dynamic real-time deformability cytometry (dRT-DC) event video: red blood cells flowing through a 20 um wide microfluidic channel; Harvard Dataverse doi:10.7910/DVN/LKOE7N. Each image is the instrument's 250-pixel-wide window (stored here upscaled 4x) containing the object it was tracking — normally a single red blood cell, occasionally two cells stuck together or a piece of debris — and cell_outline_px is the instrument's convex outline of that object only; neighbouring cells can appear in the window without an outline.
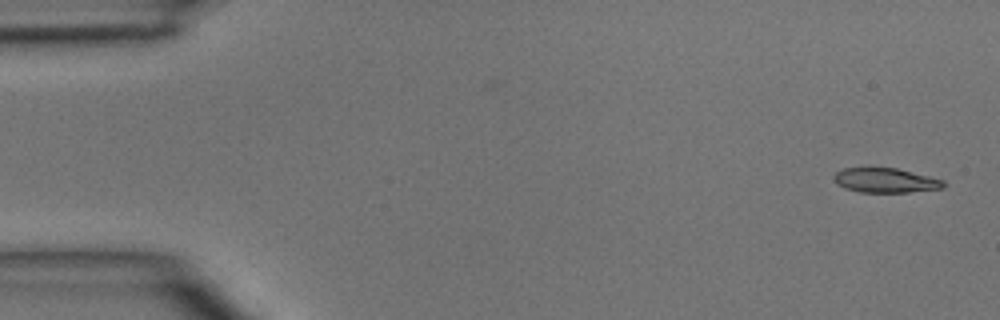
{"species": "common noctule bat (a hibernating species)", "species_latin": "Nyctalus noctula", "temperature_condition": "room temperature", "stored_images_in_passage": 5, "segment_of_instrument_passage": [1, 2], "camera_frame_rate_fps": 3000, "um_per_image_px": 0.085, "animal": {"sex": "male", "body_mass_g": 15.6}, "frame": {"image": 1, "passage_image": 1, "time_ms": 0.0, "image_size_px": [1000, 320], "cell_outline_px": [[948, 184], [944, 188], [908, 192], [860, 192], [844, 188], [836, 184], [832, 176], [836, 172], [844, 168], [896, 168], [944, 180]], "centroid_in_image_um": [75.26, 15.34], "position_along_channel_um": 9.7, "area_um2": 15.72}}
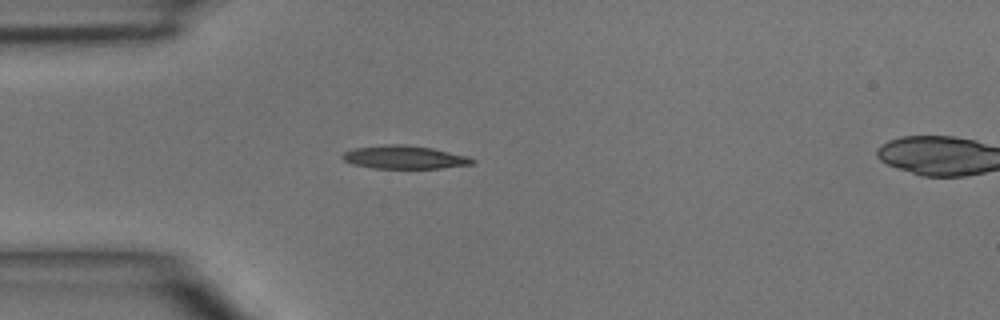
{"frame": {"image": 2, "passage_image": 4, "time_ms": 3.667, "image_size_px": [1000, 320], "cell_outline_px": [[476, 160], [472, 164], [440, 168], [372, 168], [352, 164], [344, 160], [340, 156], [344, 152], [352, 148], [384, 144], [404, 144], [432, 148], [468, 156]], "centroid_in_image_um": [34.33, 13.35], "position_along_channel_um": 50.7, "area_um2": 17.63}}